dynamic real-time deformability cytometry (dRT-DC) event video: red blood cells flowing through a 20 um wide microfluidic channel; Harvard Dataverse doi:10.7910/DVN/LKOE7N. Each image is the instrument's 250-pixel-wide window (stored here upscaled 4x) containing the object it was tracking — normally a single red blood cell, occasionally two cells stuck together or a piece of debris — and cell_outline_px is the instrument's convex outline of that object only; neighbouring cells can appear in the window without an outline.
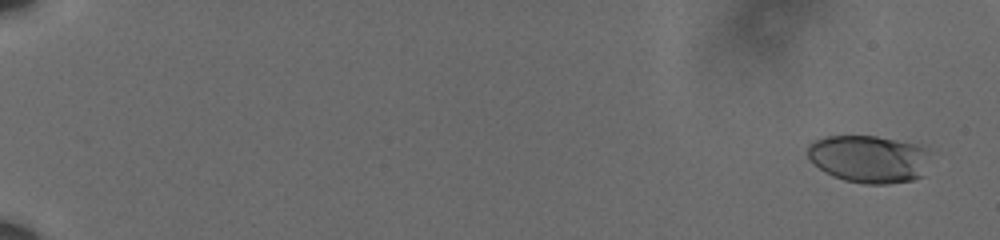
{"species": "human", "species_latin": "Homo sapiens", "temperature_condition": "cold", "stored_images_in_passage": 57, "camera_frame_rate_fps": 3000, "um_per_image_px": 0.085, "donor": {"sex": "male"}, "frame": {"image": 1, "passage_image": 4, "time_ms": 1.0, "image_size_px": [1000, 240], "cell_outline_px": [[928, 148], [924, 176], [912, 180], [888, 184], [864, 184], [844, 180], [832, 176], [824, 172], [808, 156], [808, 144], [812, 140], [824, 136], [876, 136], [916, 144]], "centroid_in_image_um": [73.84, 13.51], "position_along_channel_um": 11.2, "area_um2": 34.04}}
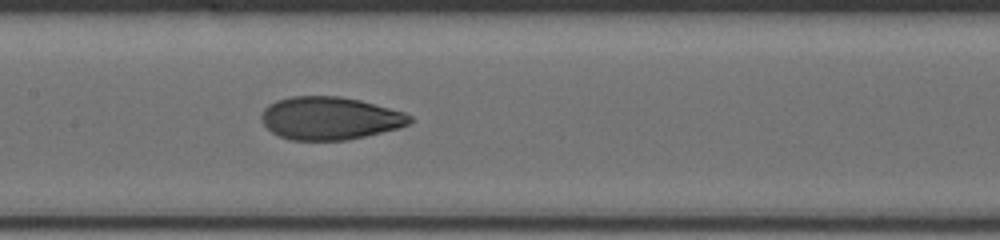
{"frame": {"image": 2, "passage_image": 35, "time_ms": 11.333, "image_size_px": [1000, 240], "cell_outline_px": [[412, 120], [408, 124], [400, 128], [364, 136], [344, 140], [288, 140], [272, 132], [264, 124], [260, 116], [264, 108], [268, 104], [276, 100], [292, 96], [340, 96], [360, 100], [404, 112], [412, 116]], "centroid_in_image_um": [28.02, 10.04], "position_along_channel_um": 179.4, "area_um2": 37.05}}
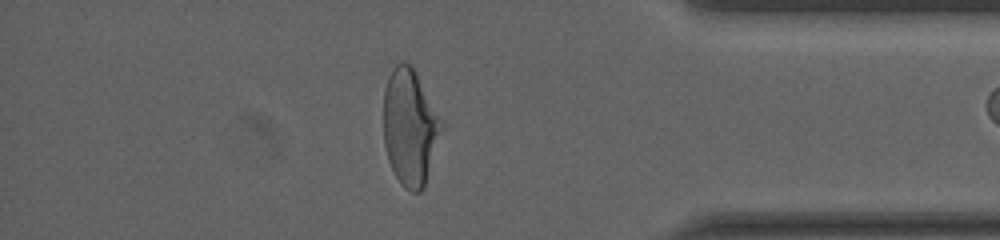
{"frame": {"image": 3, "passage_image": 55, "time_ms": 18.0, "image_size_px": [1000, 240], "cell_outline_px": [[444, 128], [424, 188], [420, 192], [412, 192], [404, 188], [400, 184], [388, 160], [384, 144], [384, 88], [388, 76], [392, 68], [396, 64], [412, 64], [444, 124]], "centroid_in_image_um": [34.86, 10.83], "position_along_channel_um": 400.3, "area_um2": 39.59}}